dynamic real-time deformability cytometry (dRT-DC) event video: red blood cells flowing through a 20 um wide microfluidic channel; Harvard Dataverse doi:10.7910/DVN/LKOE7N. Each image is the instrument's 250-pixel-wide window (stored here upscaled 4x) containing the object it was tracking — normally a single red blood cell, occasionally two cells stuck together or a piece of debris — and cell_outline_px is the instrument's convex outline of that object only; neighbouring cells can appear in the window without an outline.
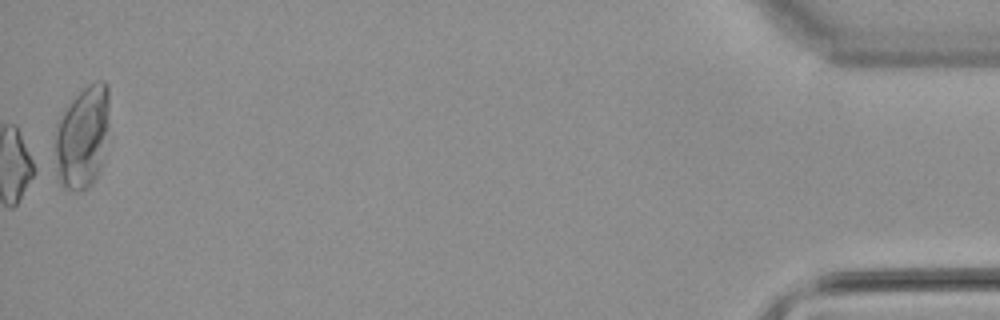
{"species": "common noctule bat (a hibernating species)", "species_latin": "Nyctalus noctula", "temperature_condition": "warm", "stored_images_in_passage": 55, "camera_frame_rate_fps": 3000, "um_per_image_px": 0.085, "animal": {"sex": "male", "body_mass_g": 21.5, "forearm_length_mm": 52.0}, "frame": {"image": 1, "passage_image": 55, "time_ms": 18.0, "image_size_px": [1000, 320], "cell_outline_px": [[108, 128], [104, 160], [100, 172], [92, 184], [88, 188], [80, 192], [72, 192], [64, 188], [48, 172], [48, 168], [56, 120], [68, 100], [88, 84], [96, 80], [104, 80], [108, 84]], "centroid_in_image_um": [6.87, 11.75], "position_along_channel_um": 428.3, "area_um2": 35.6}, "authors_computed_cell_mechanics": {"area_um2": 18.0914, "velocity_mm_per_s": 3.8327, "shape_relaxation_time_tau1_ms": 10.0581, "shape_relaxation_time_tau2_ms": null, "deformation_change_tau1": 0.212, "deformation_change_tau2": null}}